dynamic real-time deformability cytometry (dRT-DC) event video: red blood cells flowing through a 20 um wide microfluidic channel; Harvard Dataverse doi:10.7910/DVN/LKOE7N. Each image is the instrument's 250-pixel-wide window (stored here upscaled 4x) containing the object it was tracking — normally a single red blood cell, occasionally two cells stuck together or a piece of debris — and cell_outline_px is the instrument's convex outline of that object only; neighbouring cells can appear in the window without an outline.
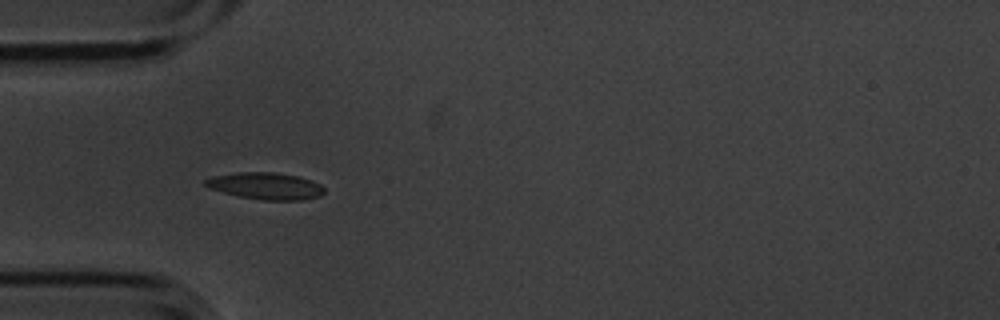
{"species": "common noctule bat (a hibernating species)", "species_latin": "Nyctalus noctula", "temperature_condition": "cold", "stored_images_in_passage": 3, "camera_frame_rate_fps": 3000, "um_per_image_px": 0.085, "animal": {"sex": "male", "body_mass_g": 20.1, "forearm_length_mm": 53.5}, "frame": {"image": 1, "passage_image": 2, "time_ms": 0.333, "image_size_px": [1000, 320], "cell_outline_px": [[324, 192], [320, 196], [300, 200], [264, 200], [240, 196], [208, 188], [204, 184], [204, 180], [212, 176], [236, 172], [276, 172], [300, 176], [312, 180], [320, 184], [324, 188]], "centroid_in_image_um": [22.59, 15.79], "position_along_channel_um": 62.4, "area_um2": 18.67}}
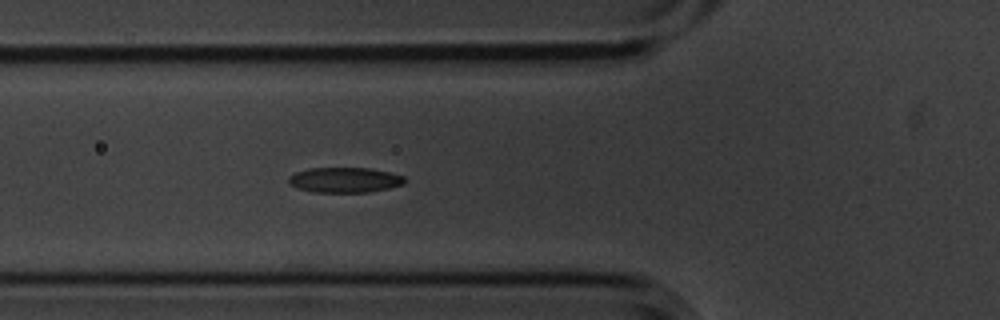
{"frame": {"image": 2, "passage_image": 3, "time_ms": 0.667, "image_size_px": [1000, 320], "cell_outline_px": [[404, 184], [388, 188], [368, 192], [312, 192], [296, 188], [288, 184], [288, 176], [296, 172], [308, 168], [368, 168], [388, 172], [404, 176]], "centroid_in_image_um": [29.24, 15.3], "position_along_channel_um": 96.6, "area_um2": 17.05}}